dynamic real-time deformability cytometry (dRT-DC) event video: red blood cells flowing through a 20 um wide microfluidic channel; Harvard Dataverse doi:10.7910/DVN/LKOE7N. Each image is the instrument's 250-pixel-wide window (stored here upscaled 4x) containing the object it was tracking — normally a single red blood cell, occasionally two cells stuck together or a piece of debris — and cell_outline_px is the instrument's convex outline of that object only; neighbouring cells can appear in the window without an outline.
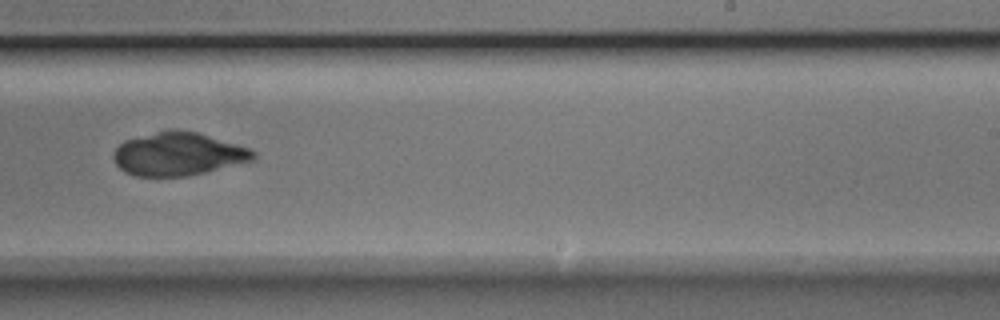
{"species": "Egyptian fruit bat (a non-hibernating species)", "species_latin": "Rousettus aegyptiacus", "temperature_condition": "room temperature", "stored_images_in_passage": 37, "camera_frame_rate_fps": 3000, "um_per_image_px": 0.085, "animal": {"sex": "male"}, "frame": {"image": 1, "passage_image": 18, "time_ms": 5.667, "image_size_px": [1000, 320], "cell_outline_px": [[256, 156], [252, 160], [188, 176], [136, 176], [124, 172], [116, 164], [112, 156], [112, 152], [124, 140], [168, 128], [172, 128], [196, 132], [236, 144], [248, 148], [256, 152]], "centroid_in_image_um": [15.08, 13.08], "position_along_channel_um": 273.9, "area_um2": 35.08}}
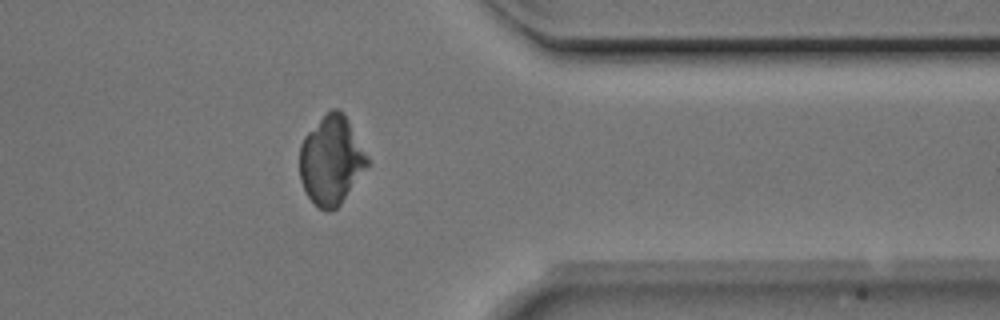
{"frame": {"image": 2, "passage_image": 27, "time_ms": 8.667, "image_size_px": [1000, 320], "cell_outline_px": [[368, 164], [340, 204], [336, 208], [328, 212], [320, 208], [308, 196], [300, 180], [300, 144], [304, 136], [332, 108], [336, 108], [344, 112], [368, 156]], "centroid_in_image_um": [28.15, 13.61], "position_along_channel_um": 383.3, "area_um2": 34.39}}